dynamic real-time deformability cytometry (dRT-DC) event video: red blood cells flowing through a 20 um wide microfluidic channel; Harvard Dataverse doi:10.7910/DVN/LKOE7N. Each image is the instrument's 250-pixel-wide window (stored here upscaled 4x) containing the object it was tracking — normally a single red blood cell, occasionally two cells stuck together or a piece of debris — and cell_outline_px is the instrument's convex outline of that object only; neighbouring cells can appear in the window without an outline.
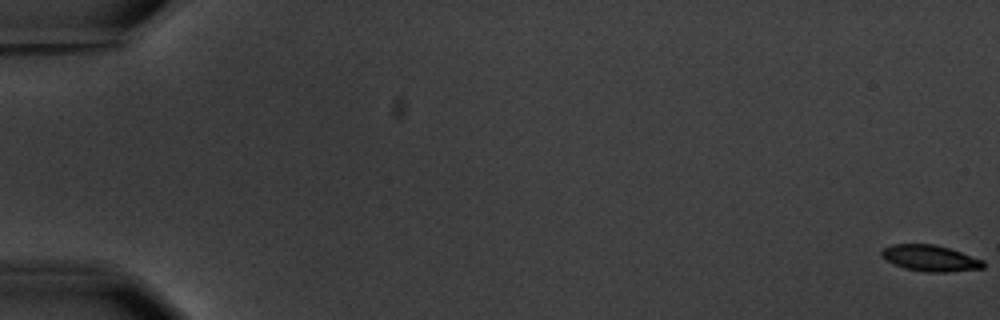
{"species": "common noctule bat (a hibernating species)", "species_latin": "Nyctalus noctula", "temperature_condition": "warm", "stored_images_in_passage": 7, "camera_frame_rate_fps": 3000, "um_per_image_px": 0.085, "animal": {"sex": "male", "body_mass_g": 20.1, "forearm_length_mm": 53.5}, "frame": {"image": 1, "passage_image": 1, "time_ms": 0.0, "image_size_px": [1000, 320], "cell_outline_px": [[984, 268], [948, 272], [924, 272], [904, 268], [880, 256], [880, 252], [884, 248], [892, 244], [936, 244], [984, 260]], "centroid_in_image_um": [79.07, 21.94], "position_along_channel_um": 5.9, "area_um2": 15.43}}
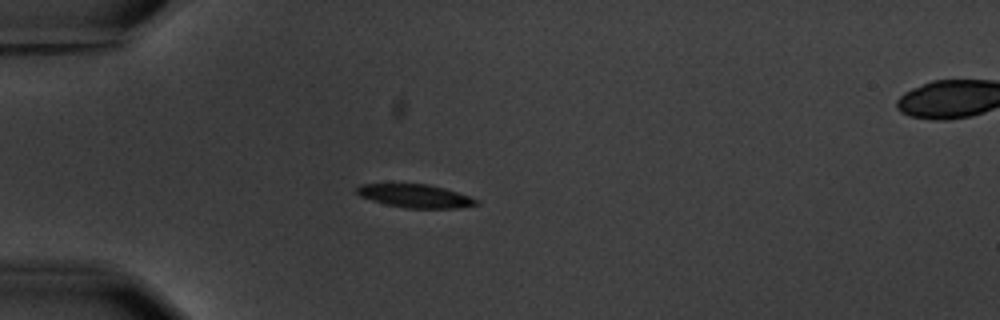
{"frame": {"image": 2, "passage_image": 5, "time_ms": 5.667, "image_size_px": [1000, 320], "cell_outline_px": [[480, 204], [456, 208], [404, 208], [372, 200], [360, 196], [356, 192], [356, 188], [360, 184], [428, 184], [444, 188], [480, 200]], "centroid_in_image_um": [35.31, 16.66], "position_along_channel_um": 49.7, "area_um2": 16.07}}
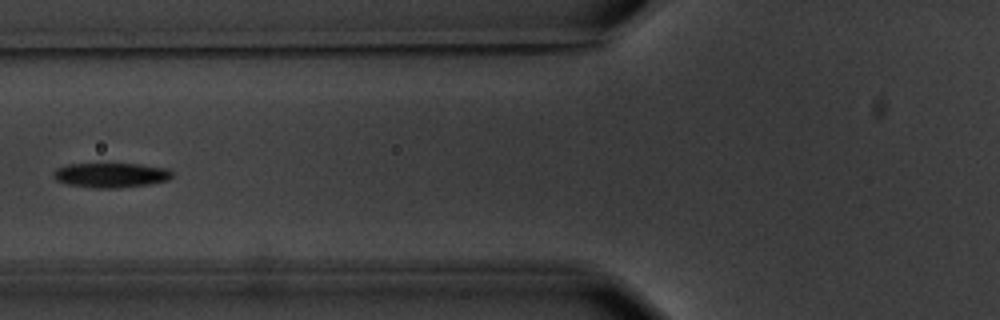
{"frame": {"image": 3, "passage_image": 7, "time_ms": 8.0, "image_size_px": [1000, 320], "cell_outline_px": [[172, 176], [168, 180], [148, 184], [120, 188], [92, 188], [68, 184], [56, 180], [52, 176], [52, 172], [56, 168], [68, 164], [140, 164], [168, 168], [172, 172]], "centroid_in_image_um": [9.41, 14.89], "position_along_channel_um": 116.4, "area_um2": 17.17}}